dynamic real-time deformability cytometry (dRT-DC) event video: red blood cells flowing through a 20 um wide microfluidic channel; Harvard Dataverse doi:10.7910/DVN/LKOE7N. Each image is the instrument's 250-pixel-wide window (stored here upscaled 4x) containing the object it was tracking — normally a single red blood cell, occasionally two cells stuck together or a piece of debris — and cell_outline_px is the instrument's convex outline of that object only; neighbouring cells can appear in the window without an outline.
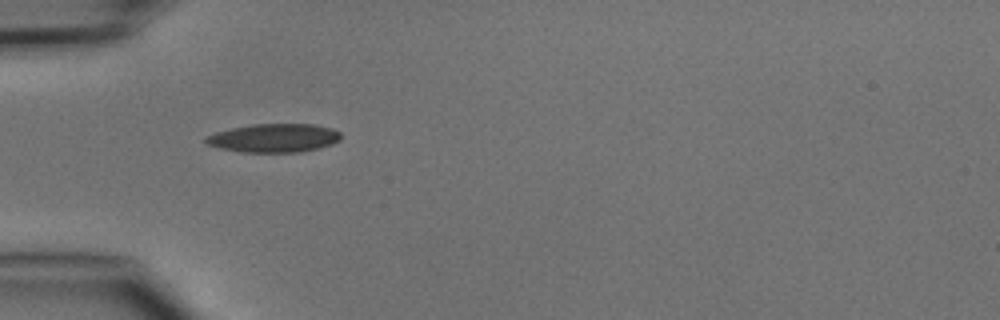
{"species": "common noctule bat (a hibernating species)", "species_latin": "Nyctalus noctula", "temperature_condition": "cold", "stored_images_in_passage": 2, "camera_frame_rate_fps": 3000, "um_per_image_px": 0.085, "animal": {"sex": "male", "body_mass_g": 15.6}, "frame": {"image": 1, "passage_image": 1, "time_ms": 0.0, "image_size_px": [1000, 320], "cell_outline_px": [[340, 140], [332, 144], [320, 148], [300, 152], [244, 152], [220, 148], [208, 144], [204, 140], [204, 136], [216, 132], [232, 128], [252, 124], [312, 124], [332, 128], [340, 132]], "centroid_in_image_um": [23.3, 11.73], "position_along_channel_um": 61.7, "area_um2": 22.48}}